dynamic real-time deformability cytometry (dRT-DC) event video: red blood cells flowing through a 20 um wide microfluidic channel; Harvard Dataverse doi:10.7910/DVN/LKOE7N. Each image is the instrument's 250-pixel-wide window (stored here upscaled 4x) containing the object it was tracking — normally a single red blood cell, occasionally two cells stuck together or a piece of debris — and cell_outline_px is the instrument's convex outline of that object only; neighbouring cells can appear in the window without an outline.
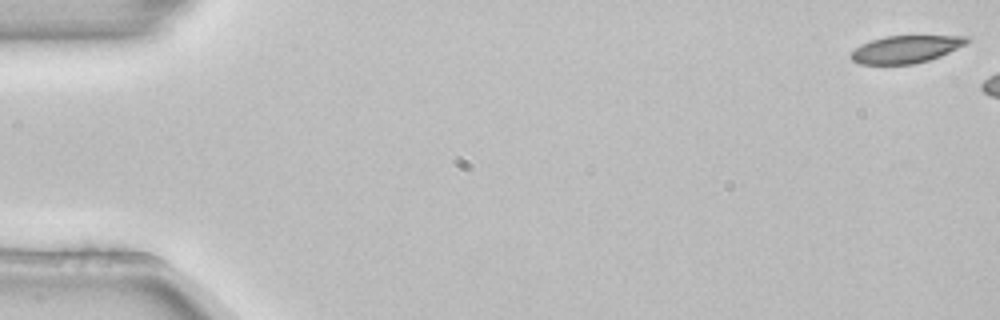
{"species": "common noctule bat (a hibernating species)", "species_latin": "Nyctalus noctula", "temperature_condition": "room temperature", "stored_images_in_passage": 5, "camera_frame_rate_fps": 3000, "um_per_image_px": 0.085, "animal": {"sex": "female", "body_mass_g": 22.7, "forearm_length_mm": 54.2}, "frame": {"image": 1, "passage_image": 1, "time_ms": 0.0, "image_size_px": [1000, 320], "cell_outline_px": [[972, 40], [940, 56], [928, 60], [912, 64], [860, 64], [852, 60], [848, 56], [860, 44], [884, 36], [968, 36]], "centroid_in_image_um": [76.96, 4.18], "position_along_channel_um": 8.0, "area_um2": 18.38}}